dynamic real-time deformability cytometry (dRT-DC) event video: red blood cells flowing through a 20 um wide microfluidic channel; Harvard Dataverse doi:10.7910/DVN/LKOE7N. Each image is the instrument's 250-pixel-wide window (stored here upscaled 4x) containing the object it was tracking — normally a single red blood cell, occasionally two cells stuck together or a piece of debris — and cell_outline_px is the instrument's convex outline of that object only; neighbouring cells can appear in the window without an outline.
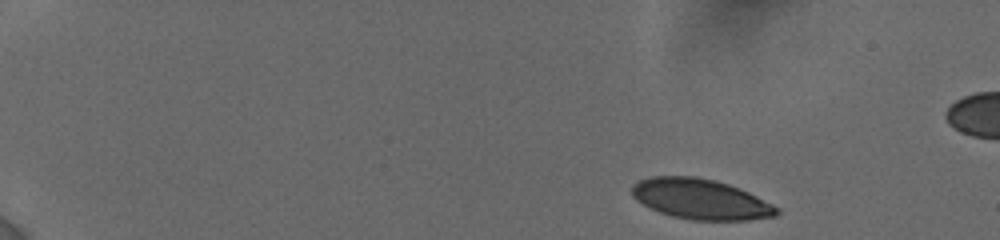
{"species": "human", "species_latin": "Homo sapiens", "temperature_condition": "cold", "stored_images_in_passage": 9, "camera_frame_rate_fps": 3000, "um_per_image_px": 0.085, "donor": {"sex": "female"}, "frame": {"image": 1, "passage_image": 1, "time_ms": 0.0, "image_size_px": [1000, 240], "cell_outline_px": [[780, 212], [776, 216], [748, 220], [692, 220], [672, 216], [660, 212], [636, 200], [632, 196], [632, 184], [648, 176], [696, 176], [716, 180], [740, 188], [780, 208]], "centroid_in_image_um": [59.56, 16.92], "position_along_channel_um": 25.4, "area_um2": 34.1}}
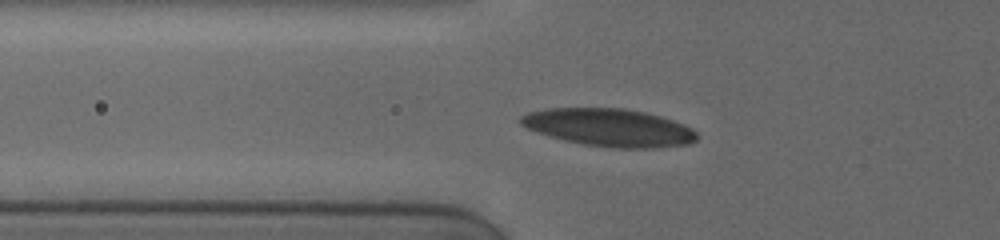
{"frame": {"image": 2, "passage_image": 8, "time_ms": 4.667, "image_size_px": [1000, 240], "cell_outline_px": [[696, 140], [688, 144], [652, 148], [612, 148], [584, 144], [564, 140], [548, 136], [536, 132], [520, 124], [520, 116], [528, 112], [544, 108], [624, 108], [644, 112], [660, 116], [684, 124], [692, 128], [696, 132]], "centroid_in_image_um": [51.75, 10.84], "position_along_channel_um": 74.0, "area_um2": 38.73}}